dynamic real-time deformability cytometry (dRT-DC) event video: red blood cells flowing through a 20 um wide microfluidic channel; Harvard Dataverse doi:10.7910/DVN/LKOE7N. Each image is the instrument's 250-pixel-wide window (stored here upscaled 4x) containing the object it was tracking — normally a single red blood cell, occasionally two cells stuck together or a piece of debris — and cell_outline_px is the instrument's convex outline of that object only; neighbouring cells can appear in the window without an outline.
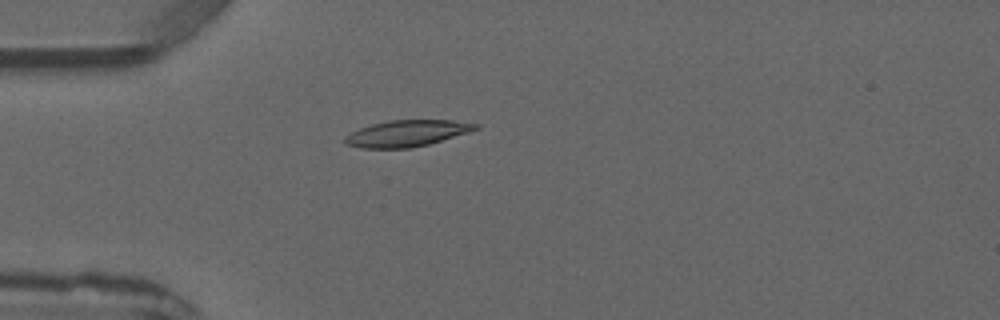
{"species": "common noctule bat (a hibernating species)", "species_latin": "Nyctalus noctula", "temperature_condition": "warm", "stored_images_in_passage": 2, "camera_frame_rate_fps": 3000, "um_per_image_px": 0.085, "animal": {"sex": "male", "forearm_length_mm": 52.5}, "frame": {"image": 1, "passage_image": 2, "time_ms": 1.333, "image_size_px": [1000, 320], "cell_outline_px": [[480, 128], [468, 132], [428, 144], [412, 148], [360, 148], [344, 144], [344, 136], [360, 128], [372, 124], [388, 120], [452, 120], [480, 124]], "centroid_in_image_um": [34.56, 11.33], "position_along_channel_um": 50.4, "area_um2": 20.06}}